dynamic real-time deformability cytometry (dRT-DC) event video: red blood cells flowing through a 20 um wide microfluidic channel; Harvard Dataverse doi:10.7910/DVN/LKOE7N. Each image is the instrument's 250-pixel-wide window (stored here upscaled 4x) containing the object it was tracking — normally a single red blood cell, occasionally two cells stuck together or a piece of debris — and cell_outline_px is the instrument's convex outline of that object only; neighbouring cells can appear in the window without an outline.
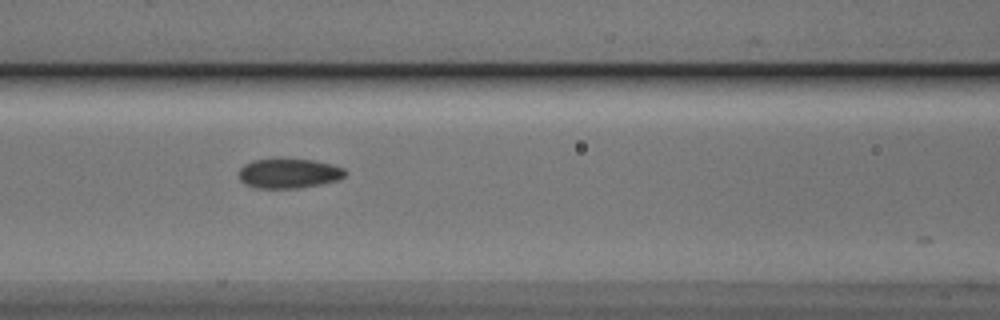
{"species": "Egyptian fruit bat (a non-hibernating species)", "species_latin": "Rousettus aegyptiacus", "temperature_condition": "cold", "stored_images_in_passage": 16, "camera_frame_rate_fps": 3000, "um_per_image_px": 0.085, "animal": {"sex": "male"}, "frame": {"image": 1, "passage_image": 4, "time_ms": 1.0, "image_size_px": [1000, 320], "cell_outline_px": [[348, 172], [340, 180], [320, 184], [296, 188], [256, 188], [244, 184], [240, 180], [240, 168], [244, 164], [252, 160], [312, 160], [332, 164], [344, 168]], "centroid_in_image_um": [24.57, 14.75], "position_along_channel_um": 142.0, "area_um2": 18.21}}
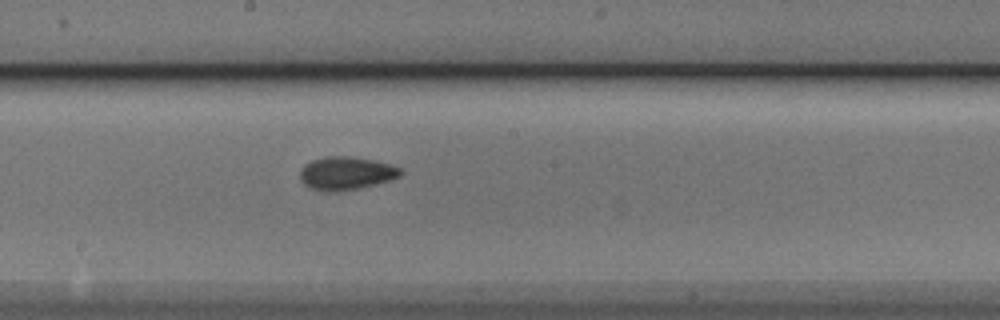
{"frame": {"image": 2, "passage_image": 10, "time_ms": 3.0, "image_size_px": [1000, 320], "cell_outline_px": [[400, 176], [388, 180], [356, 188], [336, 192], [332, 192], [312, 188], [304, 184], [300, 180], [300, 172], [304, 164], [312, 160], [328, 156], [352, 156], [376, 160], [392, 164], [400, 168]], "centroid_in_image_um": [29.4, 14.7], "position_along_channel_um": 218.8, "area_um2": 19.19}}
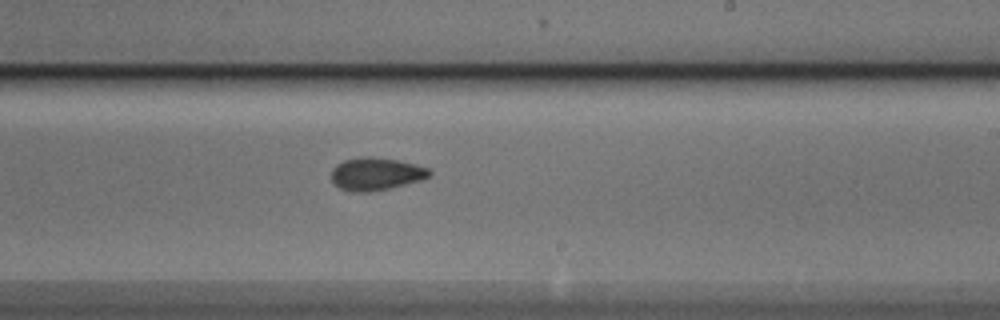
{"frame": {"image": 3, "passage_image": 13, "time_ms": 4.0, "image_size_px": [1000, 320], "cell_outline_px": [[432, 172], [428, 176], [420, 180], [388, 188], [364, 192], [352, 192], [340, 188], [332, 180], [332, 168], [336, 164], [344, 160], [364, 156], [372, 156], [400, 160], [428, 168]], "centroid_in_image_um": [31.93, 14.76], "position_along_channel_um": 257.1, "area_um2": 18.5}}